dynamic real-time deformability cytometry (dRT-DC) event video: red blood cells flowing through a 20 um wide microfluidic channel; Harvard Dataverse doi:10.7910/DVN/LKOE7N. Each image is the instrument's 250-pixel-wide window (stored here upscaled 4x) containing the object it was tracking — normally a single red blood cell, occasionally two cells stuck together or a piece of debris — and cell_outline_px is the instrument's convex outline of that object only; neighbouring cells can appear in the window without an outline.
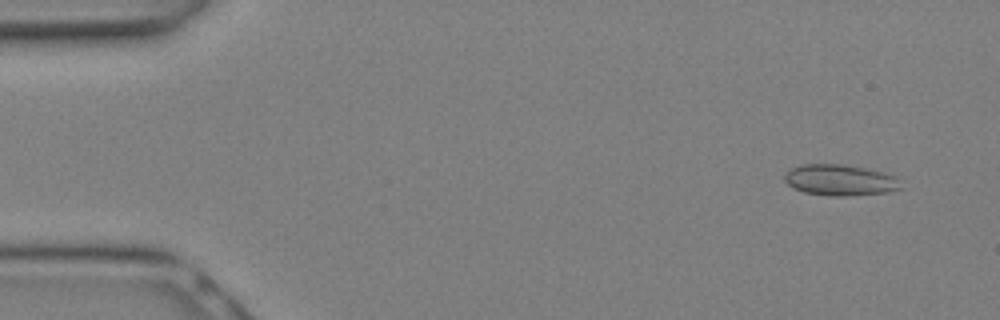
{"species": "Egyptian fruit bat (a non-hibernating species)", "species_latin": "Rousettus aegyptiacus", "temperature_condition": "warm", "stored_images_in_passage": 10, "camera_frame_rate_fps": 3000, "um_per_image_px": 0.085, "animal": {"sex": "female"}, "frame": {"image": 1, "passage_image": 2, "time_ms": 0.333, "image_size_px": [1000, 320], "cell_outline_px": [[904, 188], [888, 192], [852, 196], [828, 196], [804, 192], [792, 188], [784, 180], [784, 176], [792, 168], [804, 164], [840, 164], [864, 168], [884, 172], [892, 176]], "centroid_in_image_um": [71.39, 15.32], "position_along_channel_um": 13.6, "area_um2": 20.98}}
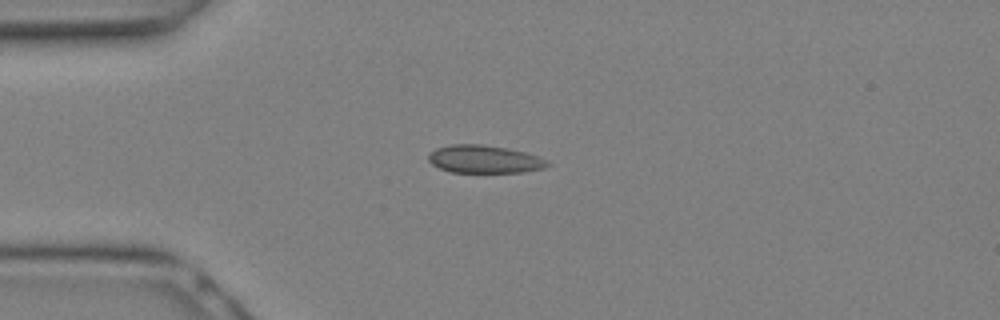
{"frame": {"image": 2, "passage_image": 7, "time_ms": 2.0, "image_size_px": [1000, 320], "cell_outline_px": [[552, 164], [544, 168], [524, 172], [452, 172], [440, 168], [432, 164], [428, 160], [428, 152], [436, 148], [452, 144], [480, 144], [508, 148], [524, 152], [548, 160]], "centroid_in_image_um": [41.17, 13.53], "position_along_channel_um": 43.8, "area_um2": 19.36}}